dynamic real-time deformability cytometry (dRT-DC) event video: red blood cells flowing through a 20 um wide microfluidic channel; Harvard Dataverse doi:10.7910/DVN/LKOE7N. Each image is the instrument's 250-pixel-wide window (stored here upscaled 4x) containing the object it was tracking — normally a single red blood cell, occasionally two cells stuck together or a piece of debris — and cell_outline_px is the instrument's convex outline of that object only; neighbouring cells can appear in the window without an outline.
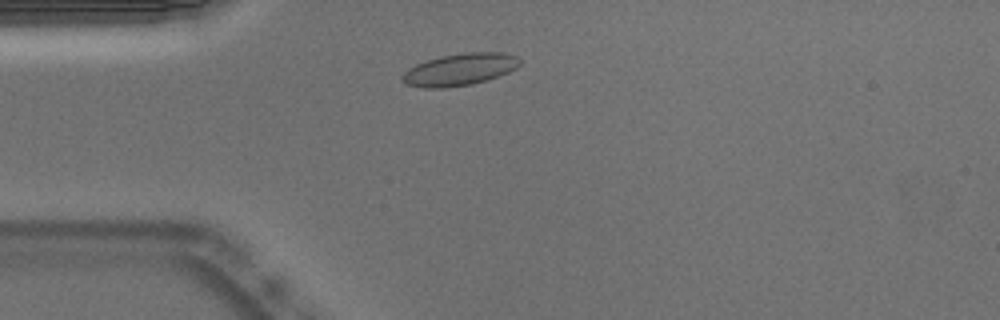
{"species": "Egyptian fruit bat (a non-hibernating species)", "species_latin": "Rousettus aegyptiacus", "temperature_condition": "warm", "stored_images_in_passage": 46, "camera_frame_rate_fps": 3000, "um_per_image_px": 0.085, "animal": {"sex": "male"}, "frame": {"image": 1, "passage_image": 6, "time_ms": 1.667, "image_size_px": [1000, 320], "cell_outline_px": [[520, 64], [516, 68], [508, 72], [472, 84], [444, 88], [424, 88], [408, 84], [400, 80], [400, 76], [408, 68], [416, 64], [440, 56], [468, 52], [504, 52], [516, 56], [520, 60]], "centroid_in_image_um": [39.05, 5.9], "position_along_channel_um": 46.0, "area_um2": 21.85}}
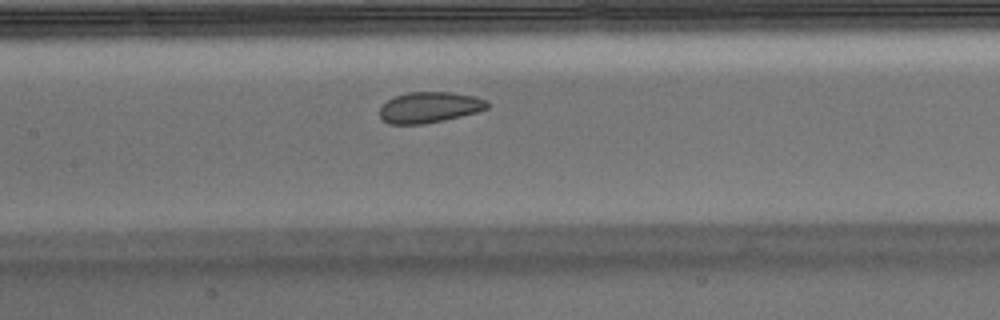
{"frame": {"image": 2, "passage_image": 17, "time_ms": 5.333, "image_size_px": [1000, 320], "cell_outline_px": [[488, 108], [476, 112], [444, 120], [424, 124], [388, 124], [380, 116], [380, 108], [388, 100], [396, 96], [408, 92], [448, 92], [476, 96], [488, 100]], "centroid_in_image_um": [36.52, 9.12], "position_along_channel_um": 170.9, "area_um2": 19.25}}
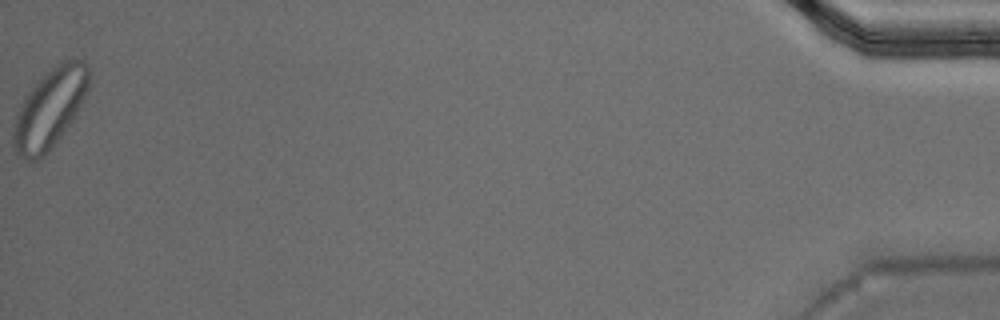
{"frame": {"image": 3, "passage_image": 46, "time_ms": 15.0, "image_size_px": [1000, 320], "cell_outline_px": [[88, 88], [72, 120], [48, 152], [40, 160], [28, 160], [20, 156], [16, 152], [12, 144], [12, 128], [20, 104], [24, 96], [56, 64], [72, 56], [84, 60], [88, 64]], "centroid_in_image_um": [4.21, 9.21], "position_along_channel_um": 431.0, "area_um2": 34.51}, "authors_computed_cell_mechanics": {"area_um2": 21.097, "velocity_mm_per_s": 3.7453, "shape_relaxation_time_tau1_ms": 4.0663, "shape_relaxation_time_tau2_ms": 1.1139, "deformation_change_tau1": 0.0816, "deformation_change_tau2": 0.0625}}